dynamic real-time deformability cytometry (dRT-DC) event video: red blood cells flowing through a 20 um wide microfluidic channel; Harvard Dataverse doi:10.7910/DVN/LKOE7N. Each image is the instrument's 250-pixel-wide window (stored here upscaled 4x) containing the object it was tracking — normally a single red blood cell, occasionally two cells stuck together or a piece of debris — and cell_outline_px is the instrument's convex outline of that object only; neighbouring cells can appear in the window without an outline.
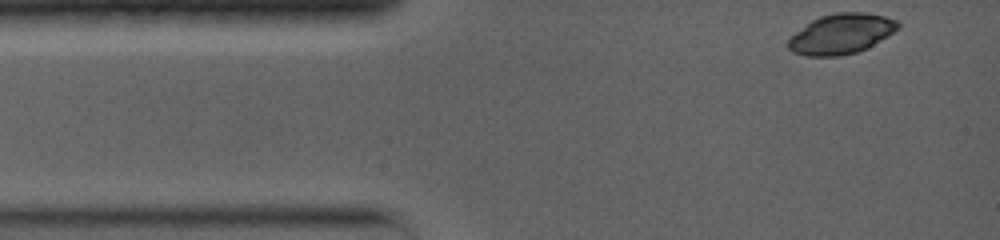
{"species": "common noctule bat (a hibernating species)", "species_latin": "Nyctalus noctula", "temperature_condition": "warm", "stored_images_in_passage": 6, "camera_frame_rate_fps": 5000, "um_per_image_px": 0.085, "animal": {"sex": "female", "body_mass_g": 19.0, "forearm_length_mm": 56.7}, "frame": {"image": 1, "passage_image": 1, "time_ms": 0.0, "image_size_px": [1000, 240], "cell_outline_px": [[900, 28], [888, 36], [856, 52], [840, 56], [808, 56], [792, 52], [788, 48], [788, 40], [796, 32], [812, 20], [820, 16], [840, 12], [864, 12], [884, 16], [896, 20], [900, 24]], "centroid_in_image_um": [71.51, 2.87], "position_along_channel_um": 13.5, "area_um2": 25.37}}